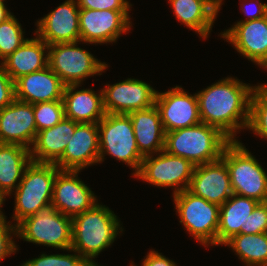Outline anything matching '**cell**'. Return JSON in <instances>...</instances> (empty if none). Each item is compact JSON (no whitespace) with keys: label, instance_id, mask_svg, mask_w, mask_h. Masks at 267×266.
<instances>
[{"label":"cell","instance_id":"26","mask_svg":"<svg viewBox=\"0 0 267 266\" xmlns=\"http://www.w3.org/2000/svg\"><path fill=\"white\" fill-rule=\"evenodd\" d=\"M260 202L256 199L232 194L219 210L217 245H224L238 234H245L246 221Z\"/></svg>","mask_w":267,"mask_h":266},{"label":"cell","instance_id":"28","mask_svg":"<svg viewBox=\"0 0 267 266\" xmlns=\"http://www.w3.org/2000/svg\"><path fill=\"white\" fill-rule=\"evenodd\" d=\"M224 245L230 246L246 266H267V233L238 234Z\"/></svg>","mask_w":267,"mask_h":266},{"label":"cell","instance_id":"41","mask_svg":"<svg viewBox=\"0 0 267 266\" xmlns=\"http://www.w3.org/2000/svg\"><path fill=\"white\" fill-rule=\"evenodd\" d=\"M262 68L267 69V59L265 60V62L261 65Z\"/></svg>","mask_w":267,"mask_h":266},{"label":"cell","instance_id":"30","mask_svg":"<svg viewBox=\"0 0 267 266\" xmlns=\"http://www.w3.org/2000/svg\"><path fill=\"white\" fill-rule=\"evenodd\" d=\"M23 32L14 15L0 23V60L3 61L27 40Z\"/></svg>","mask_w":267,"mask_h":266},{"label":"cell","instance_id":"33","mask_svg":"<svg viewBox=\"0 0 267 266\" xmlns=\"http://www.w3.org/2000/svg\"><path fill=\"white\" fill-rule=\"evenodd\" d=\"M267 233V202H260L246 221L245 234Z\"/></svg>","mask_w":267,"mask_h":266},{"label":"cell","instance_id":"24","mask_svg":"<svg viewBox=\"0 0 267 266\" xmlns=\"http://www.w3.org/2000/svg\"><path fill=\"white\" fill-rule=\"evenodd\" d=\"M223 0H170L176 18L189 29L207 38Z\"/></svg>","mask_w":267,"mask_h":266},{"label":"cell","instance_id":"13","mask_svg":"<svg viewBox=\"0 0 267 266\" xmlns=\"http://www.w3.org/2000/svg\"><path fill=\"white\" fill-rule=\"evenodd\" d=\"M103 91L105 113L129 114L155 105L157 91L146 82L128 78L123 82L108 84Z\"/></svg>","mask_w":267,"mask_h":266},{"label":"cell","instance_id":"25","mask_svg":"<svg viewBox=\"0 0 267 266\" xmlns=\"http://www.w3.org/2000/svg\"><path fill=\"white\" fill-rule=\"evenodd\" d=\"M48 48L49 45L38 36L27 39L18 49L1 61L0 65L15 82L21 76L48 66Z\"/></svg>","mask_w":267,"mask_h":266},{"label":"cell","instance_id":"19","mask_svg":"<svg viewBox=\"0 0 267 266\" xmlns=\"http://www.w3.org/2000/svg\"><path fill=\"white\" fill-rule=\"evenodd\" d=\"M221 37L248 60L261 66L267 59V16L244 22H237L221 33Z\"/></svg>","mask_w":267,"mask_h":266},{"label":"cell","instance_id":"6","mask_svg":"<svg viewBox=\"0 0 267 266\" xmlns=\"http://www.w3.org/2000/svg\"><path fill=\"white\" fill-rule=\"evenodd\" d=\"M99 128V163L111 155L132 167L135 175L144 156L139 152L131 119L128 114L105 113L97 124Z\"/></svg>","mask_w":267,"mask_h":266},{"label":"cell","instance_id":"1","mask_svg":"<svg viewBox=\"0 0 267 266\" xmlns=\"http://www.w3.org/2000/svg\"><path fill=\"white\" fill-rule=\"evenodd\" d=\"M252 88L227 77L199 91L196 95L201 121L236 141L237 130L248 127Z\"/></svg>","mask_w":267,"mask_h":266},{"label":"cell","instance_id":"12","mask_svg":"<svg viewBox=\"0 0 267 266\" xmlns=\"http://www.w3.org/2000/svg\"><path fill=\"white\" fill-rule=\"evenodd\" d=\"M155 106L159 110L165 132L187 128L202 122L196 93L190 95L180 86L164 93L157 91Z\"/></svg>","mask_w":267,"mask_h":266},{"label":"cell","instance_id":"23","mask_svg":"<svg viewBox=\"0 0 267 266\" xmlns=\"http://www.w3.org/2000/svg\"><path fill=\"white\" fill-rule=\"evenodd\" d=\"M79 85H67L63 91L65 117L78 123H96L104 117L103 91L76 90ZM76 90V91H74Z\"/></svg>","mask_w":267,"mask_h":266},{"label":"cell","instance_id":"16","mask_svg":"<svg viewBox=\"0 0 267 266\" xmlns=\"http://www.w3.org/2000/svg\"><path fill=\"white\" fill-rule=\"evenodd\" d=\"M187 190L208 202L222 205L233 194L230 174L225 161L220 158L195 166Z\"/></svg>","mask_w":267,"mask_h":266},{"label":"cell","instance_id":"22","mask_svg":"<svg viewBox=\"0 0 267 266\" xmlns=\"http://www.w3.org/2000/svg\"><path fill=\"white\" fill-rule=\"evenodd\" d=\"M128 115L131 119L139 152L143 156H147L163 151L166 132L158 108L154 105L146 109L132 111Z\"/></svg>","mask_w":267,"mask_h":266},{"label":"cell","instance_id":"3","mask_svg":"<svg viewBox=\"0 0 267 266\" xmlns=\"http://www.w3.org/2000/svg\"><path fill=\"white\" fill-rule=\"evenodd\" d=\"M230 142L219 129L200 122L194 126L166 132L164 150L197 166L220 159L224 148Z\"/></svg>","mask_w":267,"mask_h":266},{"label":"cell","instance_id":"21","mask_svg":"<svg viewBox=\"0 0 267 266\" xmlns=\"http://www.w3.org/2000/svg\"><path fill=\"white\" fill-rule=\"evenodd\" d=\"M67 117L51 128L37 132L35 141L30 148L31 160L37 163H56L75 133L78 125Z\"/></svg>","mask_w":267,"mask_h":266},{"label":"cell","instance_id":"27","mask_svg":"<svg viewBox=\"0 0 267 266\" xmlns=\"http://www.w3.org/2000/svg\"><path fill=\"white\" fill-rule=\"evenodd\" d=\"M31 161L30 149L17 144L0 143V191L2 193L6 196L11 195L18 187Z\"/></svg>","mask_w":267,"mask_h":266},{"label":"cell","instance_id":"15","mask_svg":"<svg viewBox=\"0 0 267 266\" xmlns=\"http://www.w3.org/2000/svg\"><path fill=\"white\" fill-rule=\"evenodd\" d=\"M79 11L76 0H66L37 21L36 35L48 45L80 42Z\"/></svg>","mask_w":267,"mask_h":266},{"label":"cell","instance_id":"39","mask_svg":"<svg viewBox=\"0 0 267 266\" xmlns=\"http://www.w3.org/2000/svg\"><path fill=\"white\" fill-rule=\"evenodd\" d=\"M12 13L6 8L4 1L0 0V23L8 19Z\"/></svg>","mask_w":267,"mask_h":266},{"label":"cell","instance_id":"9","mask_svg":"<svg viewBox=\"0 0 267 266\" xmlns=\"http://www.w3.org/2000/svg\"><path fill=\"white\" fill-rule=\"evenodd\" d=\"M78 42L49 45L48 66L62 83L81 85L87 77L101 75L107 64L96 59L89 51L78 47Z\"/></svg>","mask_w":267,"mask_h":266},{"label":"cell","instance_id":"17","mask_svg":"<svg viewBox=\"0 0 267 266\" xmlns=\"http://www.w3.org/2000/svg\"><path fill=\"white\" fill-rule=\"evenodd\" d=\"M36 135L33 104L15 99L0 110V143L30 149Z\"/></svg>","mask_w":267,"mask_h":266},{"label":"cell","instance_id":"34","mask_svg":"<svg viewBox=\"0 0 267 266\" xmlns=\"http://www.w3.org/2000/svg\"><path fill=\"white\" fill-rule=\"evenodd\" d=\"M6 220L0 221V261L18 250L12 240V234L16 237V226L9 224Z\"/></svg>","mask_w":267,"mask_h":266},{"label":"cell","instance_id":"20","mask_svg":"<svg viewBox=\"0 0 267 266\" xmlns=\"http://www.w3.org/2000/svg\"><path fill=\"white\" fill-rule=\"evenodd\" d=\"M64 87L57 74L47 66L15 81V99L31 104L62 100Z\"/></svg>","mask_w":267,"mask_h":266},{"label":"cell","instance_id":"35","mask_svg":"<svg viewBox=\"0 0 267 266\" xmlns=\"http://www.w3.org/2000/svg\"><path fill=\"white\" fill-rule=\"evenodd\" d=\"M80 9L130 11L127 0H76Z\"/></svg>","mask_w":267,"mask_h":266},{"label":"cell","instance_id":"18","mask_svg":"<svg viewBox=\"0 0 267 266\" xmlns=\"http://www.w3.org/2000/svg\"><path fill=\"white\" fill-rule=\"evenodd\" d=\"M99 163V128L96 123H79L63 156L55 163L60 170H82Z\"/></svg>","mask_w":267,"mask_h":266},{"label":"cell","instance_id":"32","mask_svg":"<svg viewBox=\"0 0 267 266\" xmlns=\"http://www.w3.org/2000/svg\"><path fill=\"white\" fill-rule=\"evenodd\" d=\"M21 266H98L97 263L89 264L78 254H41L40 257L31 259Z\"/></svg>","mask_w":267,"mask_h":266},{"label":"cell","instance_id":"14","mask_svg":"<svg viewBox=\"0 0 267 266\" xmlns=\"http://www.w3.org/2000/svg\"><path fill=\"white\" fill-rule=\"evenodd\" d=\"M80 170H59L53 189L52 205L64 215L74 217L98 201L91 189L78 178Z\"/></svg>","mask_w":267,"mask_h":266},{"label":"cell","instance_id":"36","mask_svg":"<svg viewBox=\"0 0 267 266\" xmlns=\"http://www.w3.org/2000/svg\"><path fill=\"white\" fill-rule=\"evenodd\" d=\"M15 100V82L0 65V110Z\"/></svg>","mask_w":267,"mask_h":266},{"label":"cell","instance_id":"2","mask_svg":"<svg viewBox=\"0 0 267 266\" xmlns=\"http://www.w3.org/2000/svg\"><path fill=\"white\" fill-rule=\"evenodd\" d=\"M122 232L120 221L112 210L98 202L90 209L72 217L71 252L79 253L89 264L92 258L108 248Z\"/></svg>","mask_w":267,"mask_h":266},{"label":"cell","instance_id":"5","mask_svg":"<svg viewBox=\"0 0 267 266\" xmlns=\"http://www.w3.org/2000/svg\"><path fill=\"white\" fill-rule=\"evenodd\" d=\"M221 158L228 167L234 194L267 202V173L240 141H231Z\"/></svg>","mask_w":267,"mask_h":266},{"label":"cell","instance_id":"40","mask_svg":"<svg viewBox=\"0 0 267 266\" xmlns=\"http://www.w3.org/2000/svg\"><path fill=\"white\" fill-rule=\"evenodd\" d=\"M5 198H6V195L0 191V208H2V204L5 201ZM1 210L2 209H0V221L6 220V217Z\"/></svg>","mask_w":267,"mask_h":266},{"label":"cell","instance_id":"10","mask_svg":"<svg viewBox=\"0 0 267 266\" xmlns=\"http://www.w3.org/2000/svg\"><path fill=\"white\" fill-rule=\"evenodd\" d=\"M194 168L189 160L163 150L157 157L152 154L144 156L134 176L157 187H175L174 195L188 189Z\"/></svg>","mask_w":267,"mask_h":266},{"label":"cell","instance_id":"29","mask_svg":"<svg viewBox=\"0 0 267 266\" xmlns=\"http://www.w3.org/2000/svg\"><path fill=\"white\" fill-rule=\"evenodd\" d=\"M247 129L267 139V84L252 88Z\"/></svg>","mask_w":267,"mask_h":266},{"label":"cell","instance_id":"8","mask_svg":"<svg viewBox=\"0 0 267 266\" xmlns=\"http://www.w3.org/2000/svg\"><path fill=\"white\" fill-rule=\"evenodd\" d=\"M175 209L184 228L202 245L217 246L220 206L188 190L174 194Z\"/></svg>","mask_w":267,"mask_h":266},{"label":"cell","instance_id":"31","mask_svg":"<svg viewBox=\"0 0 267 266\" xmlns=\"http://www.w3.org/2000/svg\"><path fill=\"white\" fill-rule=\"evenodd\" d=\"M33 111L37 132L55 126L65 117L62 100L33 104Z\"/></svg>","mask_w":267,"mask_h":266},{"label":"cell","instance_id":"4","mask_svg":"<svg viewBox=\"0 0 267 266\" xmlns=\"http://www.w3.org/2000/svg\"><path fill=\"white\" fill-rule=\"evenodd\" d=\"M60 169L54 163L31 161L15 189V211L12 219L17 226L22 220L52 204L54 181Z\"/></svg>","mask_w":267,"mask_h":266},{"label":"cell","instance_id":"38","mask_svg":"<svg viewBox=\"0 0 267 266\" xmlns=\"http://www.w3.org/2000/svg\"><path fill=\"white\" fill-rule=\"evenodd\" d=\"M255 3L256 4L253 7H255V6L256 7L254 9L252 7L253 10L252 9L249 10V8L247 9V7H245L246 5H244L245 4L244 2L241 4V9L240 10L242 12H244V14L248 15L247 16L248 18L245 19V20H241L239 22L256 20V19H260V18H263V17L267 16V4L266 3L262 4L260 2V0H257Z\"/></svg>","mask_w":267,"mask_h":266},{"label":"cell","instance_id":"37","mask_svg":"<svg viewBox=\"0 0 267 266\" xmlns=\"http://www.w3.org/2000/svg\"><path fill=\"white\" fill-rule=\"evenodd\" d=\"M135 266V265H133ZM141 266H177L176 263L158 251L151 250L148 255H146L144 261H142Z\"/></svg>","mask_w":267,"mask_h":266},{"label":"cell","instance_id":"7","mask_svg":"<svg viewBox=\"0 0 267 266\" xmlns=\"http://www.w3.org/2000/svg\"><path fill=\"white\" fill-rule=\"evenodd\" d=\"M16 236L44 246L71 250L72 217L62 214L50 204L16 226Z\"/></svg>","mask_w":267,"mask_h":266},{"label":"cell","instance_id":"11","mask_svg":"<svg viewBox=\"0 0 267 266\" xmlns=\"http://www.w3.org/2000/svg\"><path fill=\"white\" fill-rule=\"evenodd\" d=\"M129 11L80 9V42L102 44L116 42L132 25Z\"/></svg>","mask_w":267,"mask_h":266}]
</instances>
